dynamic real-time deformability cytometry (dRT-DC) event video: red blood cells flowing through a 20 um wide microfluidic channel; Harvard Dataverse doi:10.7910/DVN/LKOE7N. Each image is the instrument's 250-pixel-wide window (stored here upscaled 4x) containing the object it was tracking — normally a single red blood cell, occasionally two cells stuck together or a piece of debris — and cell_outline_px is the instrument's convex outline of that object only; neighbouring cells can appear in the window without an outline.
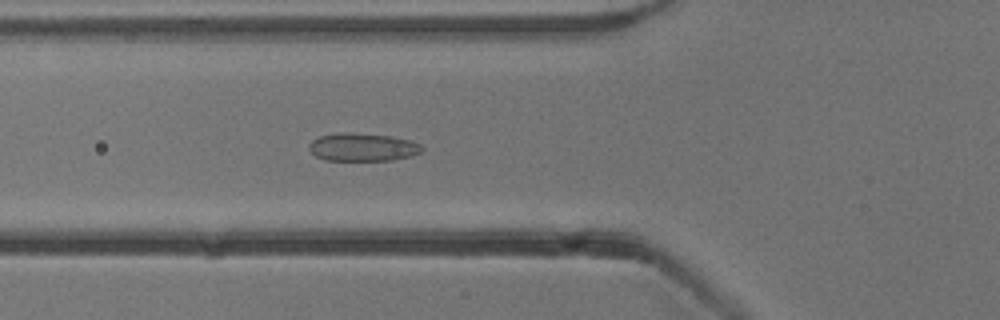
{"species": "common noctule bat (a hibernating species)", "species_latin": "Nyctalus noctula", "temperature_condition": "cold", "stored_images_in_passage": 54, "camera_frame_rate_fps": 3000, "um_per_image_px": 0.085, "animal": {"sex": "male", "body_mass_g": 13.3}, "frame": {"image": 1, "passage_image": 20, "time_ms": 6.333, "image_size_px": [1000, 320], "cell_outline_px": [[424, 148], [420, 152], [412, 156], [392, 160], [324, 160], [316, 156], [308, 148], [308, 144], [312, 140], [320, 136], [340, 132], [348, 132], [388, 136], [412, 140], [420, 144]], "centroid_in_image_um": [30.82, 12.51], "position_along_channel_um": 95.0, "area_um2": 18.44}}
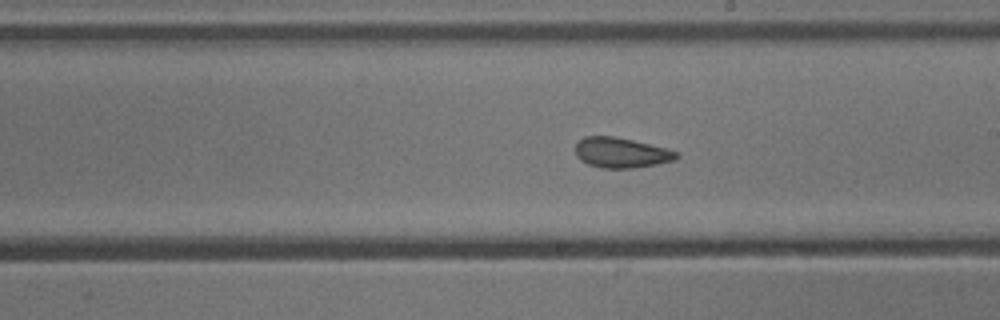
{"frame": {"image": 2, "passage_image": 31, "time_ms": 10.0, "image_size_px": [1000, 320], "cell_outline_px": [[680, 156], [676, 160], [656, 164], [632, 168], [600, 168], [588, 164], [580, 160], [576, 156], [576, 144], [584, 136], [616, 136], [680, 152]], "centroid_in_image_um": [52.8, 12.98], "position_along_channel_um": 236.2, "area_um2": 17.8}}
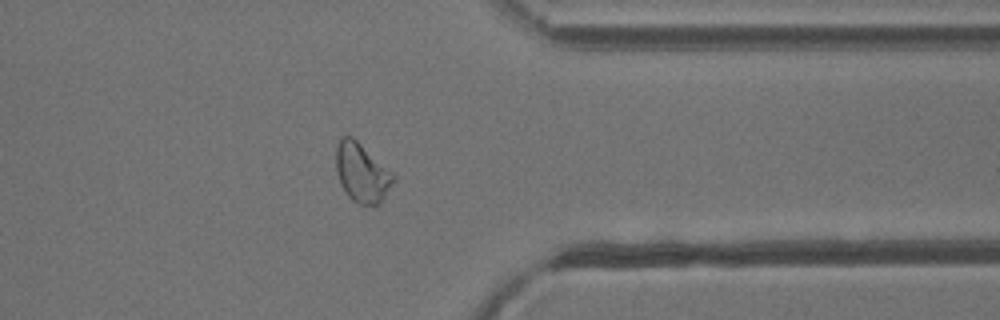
{"frame": {"image": 3, "passage_image": 43, "time_ms": 14.0, "image_size_px": [1000, 320], "cell_outline_px": [[396, 180], [380, 200], [376, 204], [360, 204], [352, 200], [348, 196], [340, 184], [336, 168], [336, 148], [340, 136], [352, 136], [392, 172], [396, 176]], "centroid_in_image_um": [30.73, 14.65], "position_along_channel_um": 380.7, "area_um2": 19.42}, "authors_computed_cell_mechanics": {"area_um2": 19.5653, "velocity_mm_per_s": 3.833, "shape_relaxation_time_tau1_ms": null, "shape_relaxation_time_tau2_ms": 2.464, "deformation_change_tau1": null, "deformation_change_tau2": 0.0757}}